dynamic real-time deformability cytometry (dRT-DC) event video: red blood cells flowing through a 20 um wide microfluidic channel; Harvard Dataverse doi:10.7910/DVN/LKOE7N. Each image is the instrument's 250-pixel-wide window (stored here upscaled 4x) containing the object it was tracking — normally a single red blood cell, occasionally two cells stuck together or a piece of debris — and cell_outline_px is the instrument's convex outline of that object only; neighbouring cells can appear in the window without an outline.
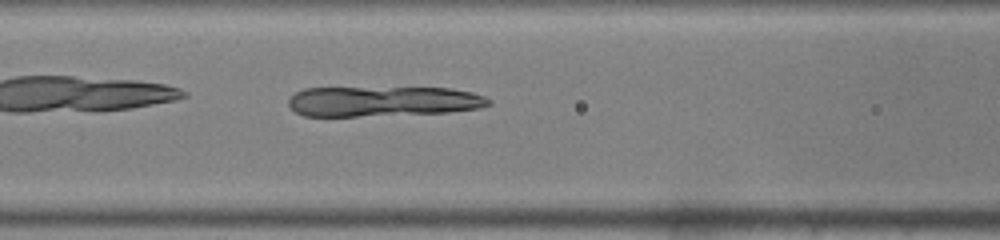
{"species": "common noctule bat (a hibernating species)", "species_latin": "Nyctalus noctula", "temperature_condition": "warm", "stored_images_in_passage": 33, "camera_frame_rate_fps": 3000, "um_per_image_px": 0.085, "animal": {"sex": "male", "body_mass_g": 19.0, "forearm_length_mm": 50.8}, "frame": {"image": 1, "passage_image": 6, "time_ms": 1.667, "image_size_px": [1000, 240], "cell_outline_px": [[492, 104], [480, 108], [448, 112], [356, 116], [304, 116], [296, 112], [288, 104], [288, 100], [296, 92], [304, 88], [452, 88], [472, 92], [484, 96], [492, 100]], "centroid_in_image_um": [32.58, 8.61], "position_along_channel_um": 134.0, "area_um2": 35.14}}
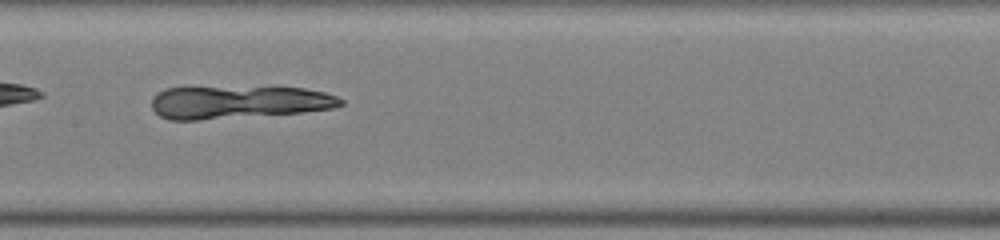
{"frame": {"image": 2, "passage_image": 10, "time_ms": 3.0, "image_size_px": [1000, 240], "cell_outline_px": [[344, 104], [332, 108], [304, 112], [200, 120], [168, 120], [160, 116], [152, 108], [152, 96], [156, 92], [164, 88], [192, 84], [304, 88], [324, 92], [336, 96], [344, 100]], "centroid_in_image_um": [20.16, 8.63], "position_along_channel_um": 187.2, "area_um2": 37.92}}
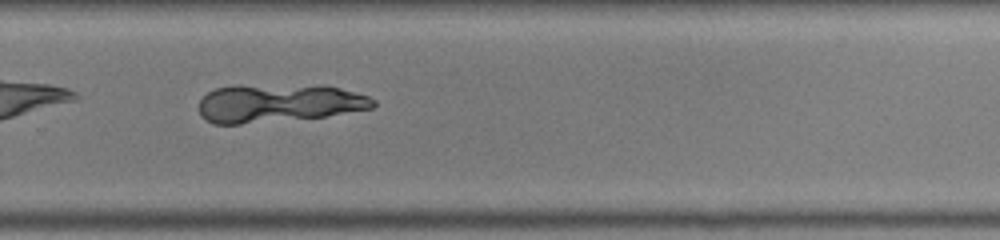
{"frame": {"image": 3, "passage_image": 19, "time_ms": 6.0, "image_size_px": [1000, 240], "cell_outline_px": [[376, 104], [372, 108], [324, 116], [240, 124], [212, 124], [204, 120], [200, 116], [200, 100], [208, 92], [216, 88], [236, 84], [324, 84], [340, 88], [368, 96], [376, 100]], "centroid_in_image_um": [23.65, 8.73], "position_along_channel_um": 306.2, "area_um2": 39.48}}